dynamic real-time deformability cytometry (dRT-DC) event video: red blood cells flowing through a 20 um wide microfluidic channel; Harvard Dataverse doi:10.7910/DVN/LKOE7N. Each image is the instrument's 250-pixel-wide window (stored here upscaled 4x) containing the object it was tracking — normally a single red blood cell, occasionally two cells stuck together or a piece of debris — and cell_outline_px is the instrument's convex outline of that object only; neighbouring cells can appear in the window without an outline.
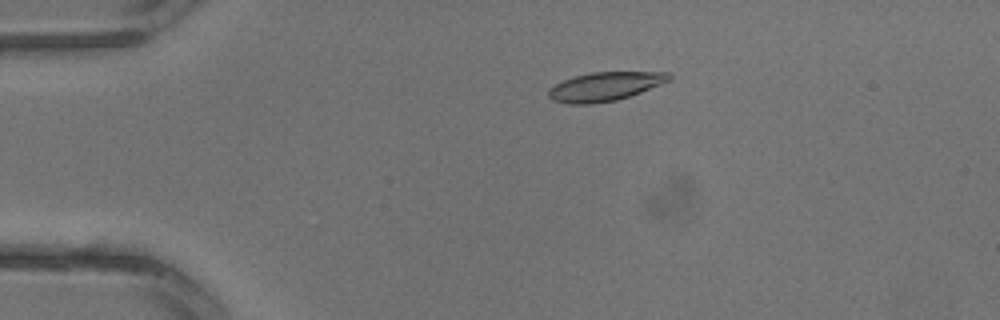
{"species": "common noctule bat (a hibernating species)", "species_latin": "Nyctalus noctula", "temperature_condition": "warm", "stored_images_in_passage": 3, "camera_frame_rate_fps": 3000, "um_per_image_px": 0.085, "animal": {"sex": "male", "body_mass_g": 13.3}, "frame": {"image": 1, "passage_image": 2, "time_ms": 0.333, "image_size_px": [1000, 320], "cell_outline_px": [[672, 80], [640, 92], [616, 100], [592, 104], [568, 104], [552, 100], [548, 96], [548, 88], [564, 80], [576, 76], [592, 72], [672, 72]], "centroid_in_image_um": [51.43, 7.35], "position_along_channel_um": 33.6, "area_um2": 20.23}}